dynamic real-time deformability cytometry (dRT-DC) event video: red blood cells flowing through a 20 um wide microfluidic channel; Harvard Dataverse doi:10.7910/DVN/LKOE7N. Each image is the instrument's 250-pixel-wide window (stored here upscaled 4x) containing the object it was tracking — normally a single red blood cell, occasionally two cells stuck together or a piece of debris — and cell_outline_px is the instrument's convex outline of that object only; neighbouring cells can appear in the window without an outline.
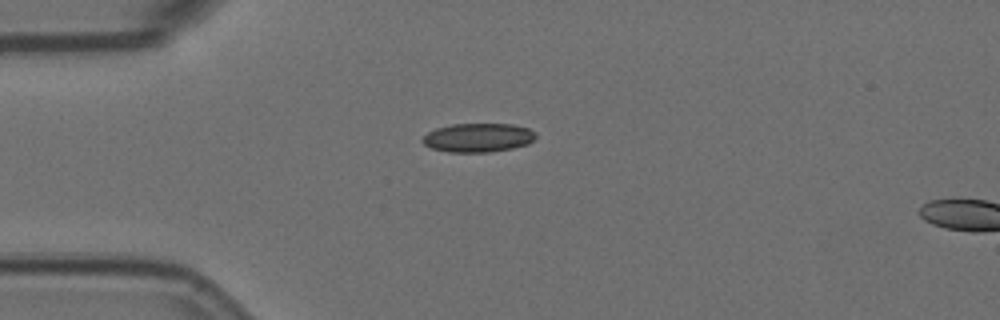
{"species": "Egyptian fruit bat (a non-hibernating species)", "species_latin": "Rousettus aegyptiacus", "temperature_condition": "room temperature", "stored_images_in_passage": 2, "camera_frame_rate_fps": 3000, "um_per_image_px": 0.085, "animal": {"sex": "female"}, "frame": {"image": 1, "passage_image": 1, "time_ms": 0.0, "image_size_px": [1000, 320], "cell_outline_px": [[536, 136], [528, 144], [512, 148], [488, 152], [448, 152], [432, 148], [424, 144], [420, 140], [428, 132], [436, 128], [452, 124], [512, 124], [528, 128], [536, 132]], "centroid_in_image_um": [40.63, 11.7], "position_along_channel_um": 44.4, "area_um2": 19.02}}